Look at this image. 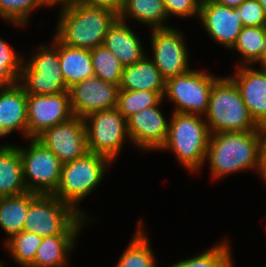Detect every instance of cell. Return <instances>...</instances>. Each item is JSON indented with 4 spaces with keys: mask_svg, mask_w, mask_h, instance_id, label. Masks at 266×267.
Segmentation results:
<instances>
[{
    "mask_svg": "<svg viewBox=\"0 0 266 267\" xmlns=\"http://www.w3.org/2000/svg\"><path fill=\"white\" fill-rule=\"evenodd\" d=\"M265 134L266 129L262 127L255 131L211 134L206 159H209L213 178L250 168L257 169Z\"/></svg>",
    "mask_w": 266,
    "mask_h": 267,
    "instance_id": "cell-1",
    "label": "cell"
},
{
    "mask_svg": "<svg viewBox=\"0 0 266 267\" xmlns=\"http://www.w3.org/2000/svg\"><path fill=\"white\" fill-rule=\"evenodd\" d=\"M61 12L55 37L69 47L88 50L103 45L109 27L118 18L112 11L82 3Z\"/></svg>",
    "mask_w": 266,
    "mask_h": 267,
    "instance_id": "cell-2",
    "label": "cell"
},
{
    "mask_svg": "<svg viewBox=\"0 0 266 267\" xmlns=\"http://www.w3.org/2000/svg\"><path fill=\"white\" fill-rule=\"evenodd\" d=\"M211 134L255 131L261 127L252 118L240 91L230 78H218L212 87L207 113Z\"/></svg>",
    "mask_w": 266,
    "mask_h": 267,
    "instance_id": "cell-3",
    "label": "cell"
},
{
    "mask_svg": "<svg viewBox=\"0 0 266 267\" xmlns=\"http://www.w3.org/2000/svg\"><path fill=\"white\" fill-rule=\"evenodd\" d=\"M168 135L160 149H172L178 160L191 172L198 171L205 161L211 132L196 114L174 112Z\"/></svg>",
    "mask_w": 266,
    "mask_h": 267,
    "instance_id": "cell-4",
    "label": "cell"
},
{
    "mask_svg": "<svg viewBox=\"0 0 266 267\" xmlns=\"http://www.w3.org/2000/svg\"><path fill=\"white\" fill-rule=\"evenodd\" d=\"M85 216L54 195L39 194L29 205L23 231L44 238L55 235H77Z\"/></svg>",
    "mask_w": 266,
    "mask_h": 267,
    "instance_id": "cell-5",
    "label": "cell"
},
{
    "mask_svg": "<svg viewBox=\"0 0 266 267\" xmlns=\"http://www.w3.org/2000/svg\"><path fill=\"white\" fill-rule=\"evenodd\" d=\"M110 162L105 156L88 152L82 158L63 163L58 187L52 195L71 205L83 216L77 203L99 185Z\"/></svg>",
    "mask_w": 266,
    "mask_h": 267,
    "instance_id": "cell-6",
    "label": "cell"
},
{
    "mask_svg": "<svg viewBox=\"0 0 266 267\" xmlns=\"http://www.w3.org/2000/svg\"><path fill=\"white\" fill-rule=\"evenodd\" d=\"M54 47L39 48L38 54L21 68L19 83L27 94H58L67 91L59 60V40L54 38ZM28 63V64H27Z\"/></svg>",
    "mask_w": 266,
    "mask_h": 267,
    "instance_id": "cell-7",
    "label": "cell"
},
{
    "mask_svg": "<svg viewBox=\"0 0 266 267\" xmlns=\"http://www.w3.org/2000/svg\"><path fill=\"white\" fill-rule=\"evenodd\" d=\"M30 139L28 150L18 147L25 187L28 192L52 195L58 187L63 163L36 138Z\"/></svg>",
    "mask_w": 266,
    "mask_h": 267,
    "instance_id": "cell-8",
    "label": "cell"
},
{
    "mask_svg": "<svg viewBox=\"0 0 266 267\" xmlns=\"http://www.w3.org/2000/svg\"><path fill=\"white\" fill-rule=\"evenodd\" d=\"M83 119L88 151L105 156L112 162L128 136L127 120L117 108L94 111Z\"/></svg>",
    "mask_w": 266,
    "mask_h": 267,
    "instance_id": "cell-9",
    "label": "cell"
},
{
    "mask_svg": "<svg viewBox=\"0 0 266 267\" xmlns=\"http://www.w3.org/2000/svg\"><path fill=\"white\" fill-rule=\"evenodd\" d=\"M217 79L213 74L190 69L186 73L166 80L164 96L166 95L177 105L174 112L206 114L210 93Z\"/></svg>",
    "mask_w": 266,
    "mask_h": 267,
    "instance_id": "cell-10",
    "label": "cell"
},
{
    "mask_svg": "<svg viewBox=\"0 0 266 267\" xmlns=\"http://www.w3.org/2000/svg\"><path fill=\"white\" fill-rule=\"evenodd\" d=\"M73 116L68 90L58 94H27L28 138H36L44 130Z\"/></svg>",
    "mask_w": 266,
    "mask_h": 267,
    "instance_id": "cell-11",
    "label": "cell"
},
{
    "mask_svg": "<svg viewBox=\"0 0 266 267\" xmlns=\"http://www.w3.org/2000/svg\"><path fill=\"white\" fill-rule=\"evenodd\" d=\"M36 139L62 163L82 158L89 152L85 122L78 116L44 130Z\"/></svg>",
    "mask_w": 266,
    "mask_h": 267,
    "instance_id": "cell-12",
    "label": "cell"
},
{
    "mask_svg": "<svg viewBox=\"0 0 266 267\" xmlns=\"http://www.w3.org/2000/svg\"><path fill=\"white\" fill-rule=\"evenodd\" d=\"M152 48L153 62L165 80L190 70L186 44L176 29H152Z\"/></svg>",
    "mask_w": 266,
    "mask_h": 267,
    "instance_id": "cell-13",
    "label": "cell"
},
{
    "mask_svg": "<svg viewBox=\"0 0 266 267\" xmlns=\"http://www.w3.org/2000/svg\"><path fill=\"white\" fill-rule=\"evenodd\" d=\"M71 111L84 118L100 110L117 107L119 85L91 77L68 88Z\"/></svg>",
    "mask_w": 266,
    "mask_h": 267,
    "instance_id": "cell-14",
    "label": "cell"
},
{
    "mask_svg": "<svg viewBox=\"0 0 266 267\" xmlns=\"http://www.w3.org/2000/svg\"><path fill=\"white\" fill-rule=\"evenodd\" d=\"M199 18L213 40L232 49L243 28L238 8H229L213 0L205 1L201 3Z\"/></svg>",
    "mask_w": 266,
    "mask_h": 267,
    "instance_id": "cell-15",
    "label": "cell"
},
{
    "mask_svg": "<svg viewBox=\"0 0 266 267\" xmlns=\"http://www.w3.org/2000/svg\"><path fill=\"white\" fill-rule=\"evenodd\" d=\"M159 105L143 109L127 120L128 137L142 149H160L168 135L169 124Z\"/></svg>",
    "mask_w": 266,
    "mask_h": 267,
    "instance_id": "cell-16",
    "label": "cell"
},
{
    "mask_svg": "<svg viewBox=\"0 0 266 267\" xmlns=\"http://www.w3.org/2000/svg\"><path fill=\"white\" fill-rule=\"evenodd\" d=\"M236 74L230 78L237 85L243 102L255 122L266 129V71L243 65Z\"/></svg>",
    "mask_w": 266,
    "mask_h": 267,
    "instance_id": "cell-17",
    "label": "cell"
},
{
    "mask_svg": "<svg viewBox=\"0 0 266 267\" xmlns=\"http://www.w3.org/2000/svg\"><path fill=\"white\" fill-rule=\"evenodd\" d=\"M1 90L0 136L20 130L27 137V93L19 82Z\"/></svg>",
    "mask_w": 266,
    "mask_h": 267,
    "instance_id": "cell-18",
    "label": "cell"
},
{
    "mask_svg": "<svg viewBox=\"0 0 266 267\" xmlns=\"http://www.w3.org/2000/svg\"><path fill=\"white\" fill-rule=\"evenodd\" d=\"M125 22L117 18L109 27L103 42L124 67L137 63L145 56L140 40Z\"/></svg>",
    "mask_w": 266,
    "mask_h": 267,
    "instance_id": "cell-19",
    "label": "cell"
},
{
    "mask_svg": "<svg viewBox=\"0 0 266 267\" xmlns=\"http://www.w3.org/2000/svg\"><path fill=\"white\" fill-rule=\"evenodd\" d=\"M166 80L152 60L143 57L123 68L119 90L165 91Z\"/></svg>",
    "mask_w": 266,
    "mask_h": 267,
    "instance_id": "cell-20",
    "label": "cell"
},
{
    "mask_svg": "<svg viewBox=\"0 0 266 267\" xmlns=\"http://www.w3.org/2000/svg\"><path fill=\"white\" fill-rule=\"evenodd\" d=\"M27 192L18 147L0 146V197Z\"/></svg>",
    "mask_w": 266,
    "mask_h": 267,
    "instance_id": "cell-21",
    "label": "cell"
},
{
    "mask_svg": "<svg viewBox=\"0 0 266 267\" xmlns=\"http://www.w3.org/2000/svg\"><path fill=\"white\" fill-rule=\"evenodd\" d=\"M60 68L67 88L94 77L90 50L73 48L59 41Z\"/></svg>",
    "mask_w": 266,
    "mask_h": 267,
    "instance_id": "cell-22",
    "label": "cell"
},
{
    "mask_svg": "<svg viewBox=\"0 0 266 267\" xmlns=\"http://www.w3.org/2000/svg\"><path fill=\"white\" fill-rule=\"evenodd\" d=\"M38 195L27 191L20 195L0 197V226L10 236L7 243L23 231L28 207Z\"/></svg>",
    "mask_w": 266,
    "mask_h": 267,
    "instance_id": "cell-23",
    "label": "cell"
},
{
    "mask_svg": "<svg viewBox=\"0 0 266 267\" xmlns=\"http://www.w3.org/2000/svg\"><path fill=\"white\" fill-rule=\"evenodd\" d=\"M76 236L55 235L44 237L30 267H64L67 261L66 254L73 249Z\"/></svg>",
    "mask_w": 266,
    "mask_h": 267,
    "instance_id": "cell-24",
    "label": "cell"
},
{
    "mask_svg": "<svg viewBox=\"0 0 266 267\" xmlns=\"http://www.w3.org/2000/svg\"><path fill=\"white\" fill-rule=\"evenodd\" d=\"M128 15L141 23L150 25L152 29L169 28L163 23L168 17L163 0H124L118 18L124 21Z\"/></svg>",
    "mask_w": 266,
    "mask_h": 267,
    "instance_id": "cell-25",
    "label": "cell"
},
{
    "mask_svg": "<svg viewBox=\"0 0 266 267\" xmlns=\"http://www.w3.org/2000/svg\"><path fill=\"white\" fill-rule=\"evenodd\" d=\"M244 57V63L259 62L266 53V26L243 27L233 45Z\"/></svg>",
    "mask_w": 266,
    "mask_h": 267,
    "instance_id": "cell-26",
    "label": "cell"
},
{
    "mask_svg": "<svg viewBox=\"0 0 266 267\" xmlns=\"http://www.w3.org/2000/svg\"><path fill=\"white\" fill-rule=\"evenodd\" d=\"M165 91H130L119 90L117 110L128 120L135 113L159 105Z\"/></svg>",
    "mask_w": 266,
    "mask_h": 267,
    "instance_id": "cell-27",
    "label": "cell"
},
{
    "mask_svg": "<svg viewBox=\"0 0 266 267\" xmlns=\"http://www.w3.org/2000/svg\"><path fill=\"white\" fill-rule=\"evenodd\" d=\"M142 220L139 221V228L124 251L116 267H155V259L148 239L142 231Z\"/></svg>",
    "mask_w": 266,
    "mask_h": 267,
    "instance_id": "cell-28",
    "label": "cell"
},
{
    "mask_svg": "<svg viewBox=\"0 0 266 267\" xmlns=\"http://www.w3.org/2000/svg\"><path fill=\"white\" fill-rule=\"evenodd\" d=\"M94 77L120 85L124 66L104 45L90 50Z\"/></svg>",
    "mask_w": 266,
    "mask_h": 267,
    "instance_id": "cell-29",
    "label": "cell"
},
{
    "mask_svg": "<svg viewBox=\"0 0 266 267\" xmlns=\"http://www.w3.org/2000/svg\"><path fill=\"white\" fill-rule=\"evenodd\" d=\"M43 238L33 232L22 231L7 243V248L14 260L23 267H30L35 259L36 251Z\"/></svg>",
    "mask_w": 266,
    "mask_h": 267,
    "instance_id": "cell-30",
    "label": "cell"
},
{
    "mask_svg": "<svg viewBox=\"0 0 266 267\" xmlns=\"http://www.w3.org/2000/svg\"><path fill=\"white\" fill-rule=\"evenodd\" d=\"M227 242L215 245L201 255L180 261L170 267H233Z\"/></svg>",
    "mask_w": 266,
    "mask_h": 267,
    "instance_id": "cell-31",
    "label": "cell"
},
{
    "mask_svg": "<svg viewBox=\"0 0 266 267\" xmlns=\"http://www.w3.org/2000/svg\"><path fill=\"white\" fill-rule=\"evenodd\" d=\"M24 59L0 38V88L18 83Z\"/></svg>",
    "mask_w": 266,
    "mask_h": 267,
    "instance_id": "cell-32",
    "label": "cell"
},
{
    "mask_svg": "<svg viewBox=\"0 0 266 267\" xmlns=\"http://www.w3.org/2000/svg\"><path fill=\"white\" fill-rule=\"evenodd\" d=\"M40 5L41 0H0V17L23 26L30 12Z\"/></svg>",
    "mask_w": 266,
    "mask_h": 267,
    "instance_id": "cell-33",
    "label": "cell"
},
{
    "mask_svg": "<svg viewBox=\"0 0 266 267\" xmlns=\"http://www.w3.org/2000/svg\"><path fill=\"white\" fill-rule=\"evenodd\" d=\"M237 8L241 15L243 27L266 26V12L258 0H245Z\"/></svg>",
    "mask_w": 266,
    "mask_h": 267,
    "instance_id": "cell-34",
    "label": "cell"
},
{
    "mask_svg": "<svg viewBox=\"0 0 266 267\" xmlns=\"http://www.w3.org/2000/svg\"><path fill=\"white\" fill-rule=\"evenodd\" d=\"M163 4L169 17L170 14L187 17L194 14L199 17L201 2L199 0H163Z\"/></svg>",
    "mask_w": 266,
    "mask_h": 267,
    "instance_id": "cell-35",
    "label": "cell"
},
{
    "mask_svg": "<svg viewBox=\"0 0 266 267\" xmlns=\"http://www.w3.org/2000/svg\"><path fill=\"white\" fill-rule=\"evenodd\" d=\"M79 3L106 9L119 16L124 5V0H79Z\"/></svg>",
    "mask_w": 266,
    "mask_h": 267,
    "instance_id": "cell-36",
    "label": "cell"
},
{
    "mask_svg": "<svg viewBox=\"0 0 266 267\" xmlns=\"http://www.w3.org/2000/svg\"><path fill=\"white\" fill-rule=\"evenodd\" d=\"M257 171H259L263 177V179L266 180V134L264 139L262 140L260 150H259V159H258V168Z\"/></svg>",
    "mask_w": 266,
    "mask_h": 267,
    "instance_id": "cell-37",
    "label": "cell"
},
{
    "mask_svg": "<svg viewBox=\"0 0 266 267\" xmlns=\"http://www.w3.org/2000/svg\"><path fill=\"white\" fill-rule=\"evenodd\" d=\"M63 5L62 11L74 7L79 3V0H41L42 5H55L56 3Z\"/></svg>",
    "mask_w": 266,
    "mask_h": 267,
    "instance_id": "cell-38",
    "label": "cell"
},
{
    "mask_svg": "<svg viewBox=\"0 0 266 267\" xmlns=\"http://www.w3.org/2000/svg\"><path fill=\"white\" fill-rule=\"evenodd\" d=\"M219 4L225 5L229 8H237L240 6L245 0H213Z\"/></svg>",
    "mask_w": 266,
    "mask_h": 267,
    "instance_id": "cell-39",
    "label": "cell"
},
{
    "mask_svg": "<svg viewBox=\"0 0 266 267\" xmlns=\"http://www.w3.org/2000/svg\"><path fill=\"white\" fill-rule=\"evenodd\" d=\"M259 62L261 66L263 67L262 70L266 71V53L264 54L263 58Z\"/></svg>",
    "mask_w": 266,
    "mask_h": 267,
    "instance_id": "cell-40",
    "label": "cell"
},
{
    "mask_svg": "<svg viewBox=\"0 0 266 267\" xmlns=\"http://www.w3.org/2000/svg\"><path fill=\"white\" fill-rule=\"evenodd\" d=\"M259 4L263 7L264 11L266 12V0H258Z\"/></svg>",
    "mask_w": 266,
    "mask_h": 267,
    "instance_id": "cell-41",
    "label": "cell"
},
{
    "mask_svg": "<svg viewBox=\"0 0 266 267\" xmlns=\"http://www.w3.org/2000/svg\"><path fill=\"white\" fill-rule=\"evenodd\" d=\"M199 1L202 3V2H205V1H209V0H199Z\"/></svg>",
    "mask_w": 266,
    "mask_h": 267,
    "instance_id": "cell-42",
    "label": "cell"
}]
</instances>
